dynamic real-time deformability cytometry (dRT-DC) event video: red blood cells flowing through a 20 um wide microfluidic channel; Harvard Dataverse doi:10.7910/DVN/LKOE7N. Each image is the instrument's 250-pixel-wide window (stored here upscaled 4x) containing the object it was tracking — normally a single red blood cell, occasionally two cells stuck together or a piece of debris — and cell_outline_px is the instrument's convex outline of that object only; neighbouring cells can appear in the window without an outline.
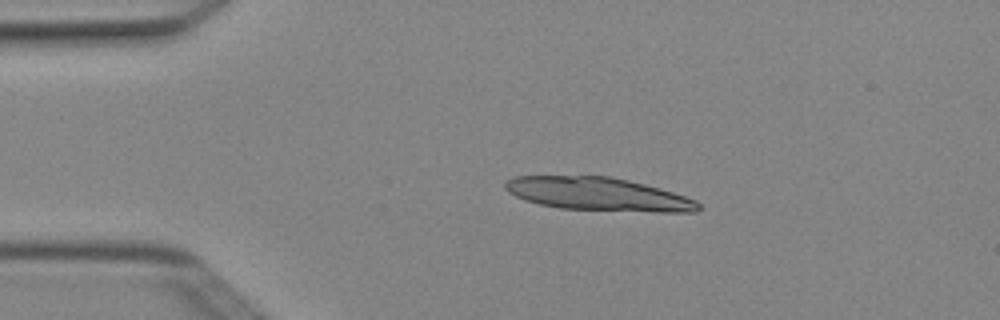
{"species": "Egyptian fruit bat (a non-hibernating species)", "species_latin": "Rousettus aegyptiacus", "temperature_condition": "cold", "stored_images_in_passage": 2, "camera_frame_rate_fps": 3000, "um_per_image_px": 0.085, "animal": {"sex": "female"}, "frame": {"image": 1, "passage_image": 1, "time_ms": 0.0, "image_size_px": [1000, 320], "cell_outline_px": [[700, 208], [696, 212], [656, 212], [560, 208], [540, 204], [524, 200], [508, 192], [504, 188], [504, 180], [516, 176], [608, 176], [628, 180], [660, 188], [696, 200], [700, 204]], "centroid_in_image_um": [50.82, 16.5], "position_along_channel_um": 34.2, "area_um2": 37.28}}